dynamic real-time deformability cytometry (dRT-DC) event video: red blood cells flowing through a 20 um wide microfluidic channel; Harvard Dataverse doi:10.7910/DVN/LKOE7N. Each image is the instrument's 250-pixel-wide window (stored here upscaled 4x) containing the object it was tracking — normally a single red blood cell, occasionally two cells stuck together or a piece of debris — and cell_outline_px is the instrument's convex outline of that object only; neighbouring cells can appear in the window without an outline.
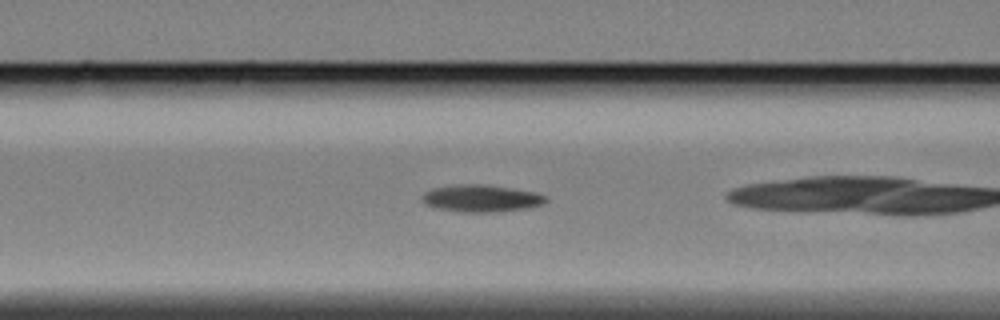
{"species": "Egyptian fruit bat (a non-hibernating species)", "species_latin": "Rousettus aegyptiacus", "temperature_condition": "cold", "stored_images_in_passage": 26, "camera_frame_rate_fps": 3000, "um_per_image_px": 0.085, "animal": {"sex": "female"}, "frame": {"image": 1, "passage_image": 3, "time_ms": 0.667, "image_size_px": [1000, 320], "cell_outline_px": [[548, 200], [540, 204], [528, 208], [496, 212], [460, 212], [440, 208], [428, 204], [420, 196], [424, 192], [432, 188], [456, 184], [484, 184], [512, 188], [536, 192], [544, 196]], "centroid_in_image_um": [40.91, 16.85], "position_along_channel_um": 125.7, "area_um2": 19.42}}
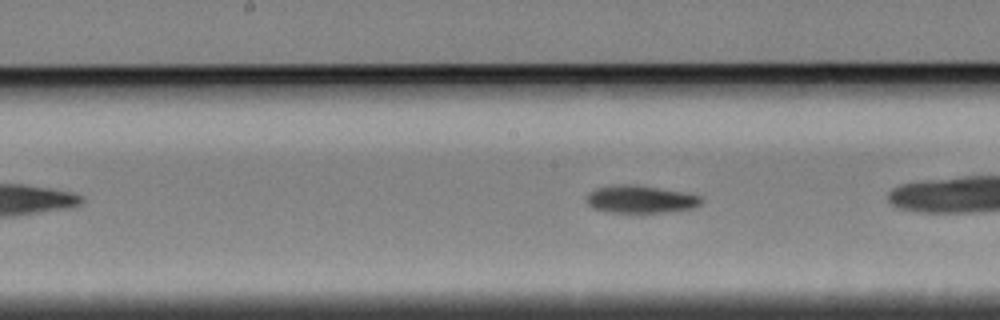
{"frame": {"image": 2, "passage_image": 9, "time_ms": 2.667, "image_size_px": [1000, 320], "cell_outline_px": [[704, 200], [696, 208], [668, 212], [608, 212], [592, 208], [588, 204], [588, 192], [596, 188], [608, 184], [636, 184], [688, 192], [700, 196]], "centroid_in_image_um": [54.48, 16.92], "position_along_channel_um": 193.7, "area_um2": 18.9}}
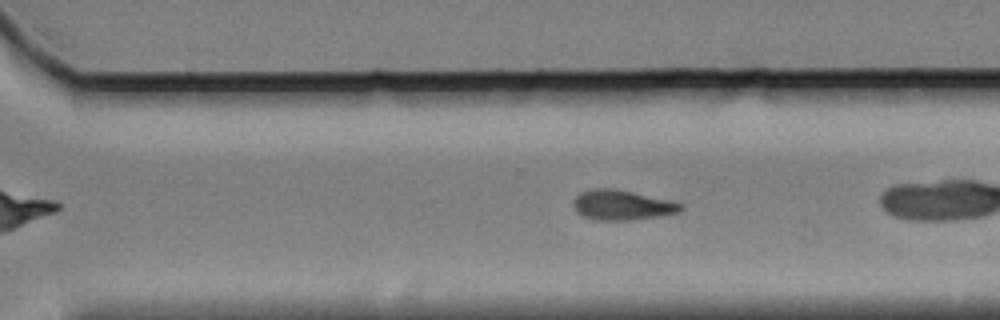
{"frame": {"image": 3, "passage_image": 20, "time_ms": 6.333, "image_size_px": [1000, 320], "cell_outline_px": [[684, 208], [680, 212], [660, 216], [632, 220], [596, 220], [584, 216], [576, 212], [576, 196], [580, 192], [592, 188], [612, 188], [672, 200], [684, 204]], "centroid_in_image_um": [52.95, 17.43], "position_along_channel_um": 317.7, "area_um2": 18.73}}